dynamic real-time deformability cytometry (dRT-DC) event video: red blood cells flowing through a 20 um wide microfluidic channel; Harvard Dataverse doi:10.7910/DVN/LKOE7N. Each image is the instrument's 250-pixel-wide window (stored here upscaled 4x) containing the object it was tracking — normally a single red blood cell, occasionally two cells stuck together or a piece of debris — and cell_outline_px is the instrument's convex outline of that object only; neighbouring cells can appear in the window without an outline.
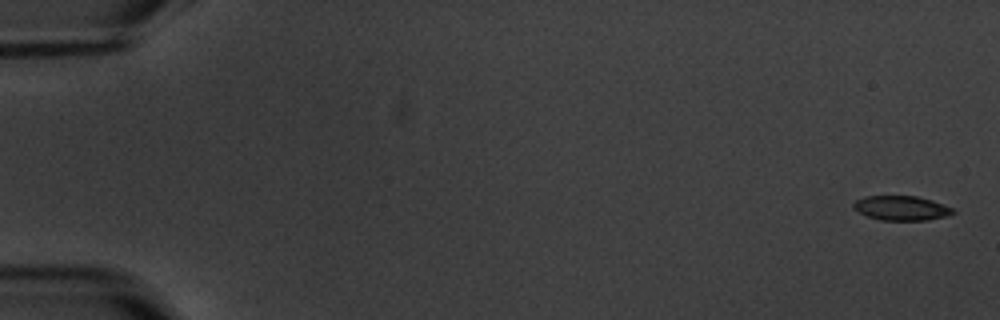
{"species": "common noctule bat (a hibernating species)", "species_latin": "Nyctalus noctula", "temperature_condition": "warm", "stored_images_in_passage": 5, "camera_frame_rate_fps": 3000, "um_per_image_px": 0.085, "animal": {"sex": "male", "body_mass_g": 20.1, "forearm_length_mm": 53.5}, "frame": {"image": 1, "passage_image": 1, "time_ms": 0.0, "image_size_px": [1000, 320], "cell_outline_px": [[956, 212], [948, 216], [928, 220], [880, 220], [868, 216], [852, 208], [852, 204], [856, 200], [864, 196], [916, 196], [932, 200], [952, 208]], "centroid_in_image_um": [76.62, 17.69], "position_along_channel_um": 8.4, "area_um2": 14.22}}
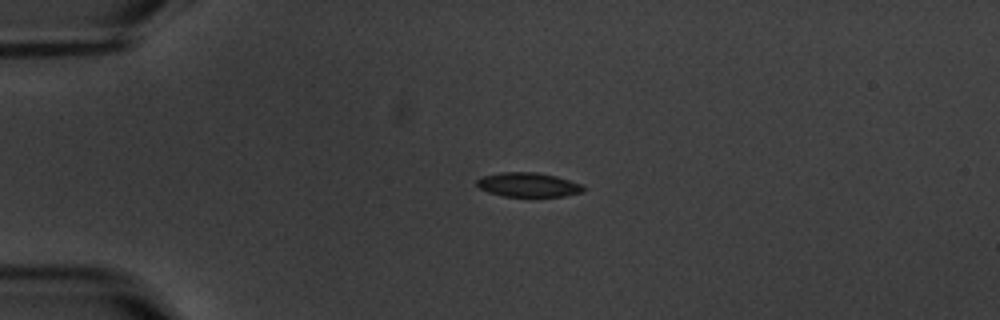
{"frame": {"image": 2, "passage_image": 4, "time_ms": 4.333, "image_size_px": [1000, 320], "cell_outline_px": [[584, 192], [564, 196], [504, 196], [488, 192], [480, 188], [476, 184], [476, 180], [484, 176], [500, 172], [536, 172], [556, 176], [580, 184], [584, 188]], "centroid_in_image_um": [44.88, 15.7], "position_along_channel_um": 40.1, "area_um2": 14.91}}